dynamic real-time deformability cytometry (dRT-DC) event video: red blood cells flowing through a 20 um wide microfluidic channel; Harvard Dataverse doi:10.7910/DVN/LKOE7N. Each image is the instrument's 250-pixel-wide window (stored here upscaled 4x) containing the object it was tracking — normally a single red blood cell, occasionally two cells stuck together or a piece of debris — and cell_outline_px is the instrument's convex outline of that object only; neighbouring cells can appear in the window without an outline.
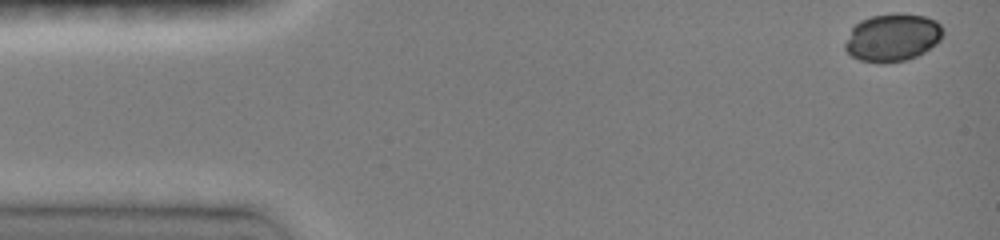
{"species": "common noctule bat (a hibernating species)", "species_latin": "Nyctalus noctula", "temperature_condition": "room temperature", "stored_images_in_passage": 11, "camera_frame_rate_fps": 3000, "um_per_image_px": 0.085, "animal": {"sex": "female", "body_mass_g": 19.0, "forearm_length_mm": 51.5}, "frame": {"image": 1, "passage_image": 1, "time_ms": 0.0, "image_size_px": [1000, 240], "cell_outline_px": [[944, 32], [940, 40], [936, 44], [924, 52], [916, 56], [904, 60], [884, 64], [880, 64], [860, 60], [852, 56], [844, 48], [844, 44], [852, 28], [860, 20], [872, 16], [892, 12], [896, 12], [924, 16], [936, 20], [940, 24]], "centroid_in_image_um": [75.86, 3.18], "position_along_channel_um": 9.1, "area_um2": 27.46}}
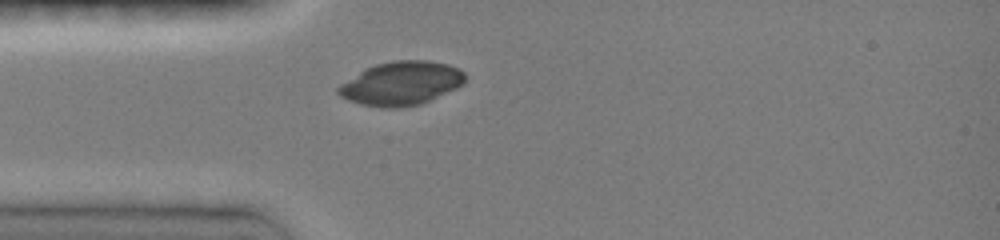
{"frame": {"image": 2, "passage_image": 8, "time_ms": 3.667, "image_size_px": [1000, 240], "cell_outline_px": [[464, 84], [456, 88], [420, 104], [400, 108], [380, 108], [360, 104], [348, 100], [340, 96], [336, 92], [336, 88], [340, 84], [364, 68], [376, 64], [392, 60], [428, 60], [448, 64], [460, 68], [464, 72]], "centroid_in_image_um": [34.07, 7.08], "position_along_channel_um": 50.9, "area_um2": 32.54}}